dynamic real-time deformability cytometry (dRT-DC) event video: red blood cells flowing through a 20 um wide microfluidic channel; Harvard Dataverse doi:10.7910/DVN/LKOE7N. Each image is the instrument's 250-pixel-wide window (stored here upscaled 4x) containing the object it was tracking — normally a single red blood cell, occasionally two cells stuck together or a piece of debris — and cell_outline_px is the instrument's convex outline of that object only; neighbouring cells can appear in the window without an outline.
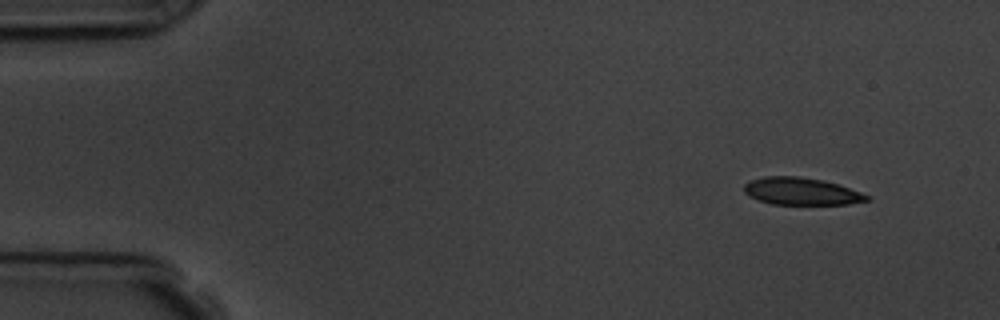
{"species": "common noctule bat (a hibernating species)", "species_latin": "Nyctalus noctula", "temperature_condition": "room temperature", "stored_images_in_passage": 52, "camera_frame_rate_fps": 3000, "um_per_image_px": 0.085, "animal": {"sex": "male", "body_mass_g": 19.5, "forearm_length_mm": 54.6}, "frame": {"image": 1, "passage_image": 1, "time_ms": 0.0, "image_size_px": [1000, 320], "cell_outline_px": [[872, 200], [848, 204], [772, 204], [760, 200], [744, 192], [744, 184], [748, 180], [764, 176], [800, 176], [824, 180], [860, 192], [868, 196]], "centroid_in_image_um": [68.09, 16.25], "position_along_channel_um": 16.9, "area_um2": 19.42}}
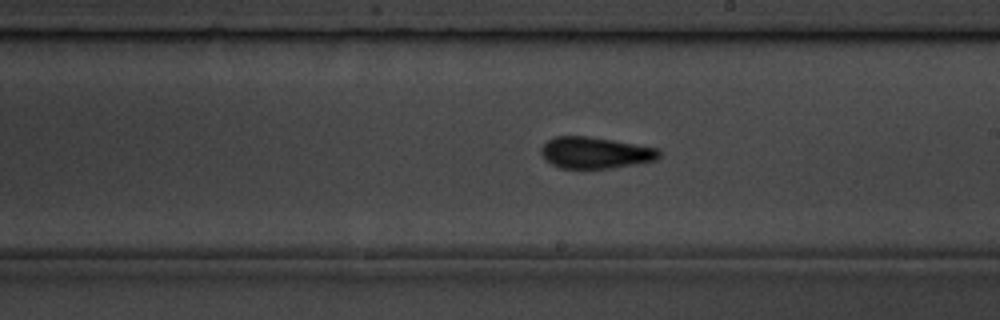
{"frame": {"image": 2, "passage_image": 28, "time_ms": 9.0, "image_size_px": [1000, 320], "cell_outline_px": [[660, 156], [656, 160], [608, 168], [560, 168], [552, 164], [540, 152], [540, 148], [548, 140], [556, 136], [588, 136], [660, 148]], "centroid_in_image_um": [50.6, 12.97], "position_along_channel_um": 238.4, "area_um2": 21.39}}
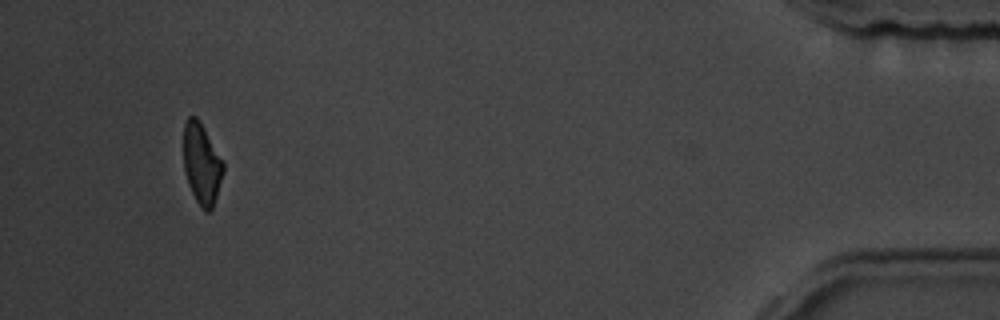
{"frame": {"image": 3, "passage_image": 49, "time_ms": 16.0, "image_size_px": [1000, 320], "cell_outline_px": [[224, 172], [212, 208], [208, 212], [204, 212], [200, 208], [188, 184], [184, 172], [184, 124], [188, 116], [196, 116], [200, 120], [224, 160]], "centroid_in_image_um": [17.16, 13.9], "position_along_channel_um": 418.0, "area_um2": 19.02}, "authors_computed_cell_mechanics": {"area_um2": 21.1837, "velocity_mm_per_s": 3.6146, "shape_relaxation_time_tau1_ms": 9.7962, "shape_relaxation_time_tau2_ms": 1.9399, "deformation_change_tau1": 0.1904, "deformation_change_tau2": 0.0698}}